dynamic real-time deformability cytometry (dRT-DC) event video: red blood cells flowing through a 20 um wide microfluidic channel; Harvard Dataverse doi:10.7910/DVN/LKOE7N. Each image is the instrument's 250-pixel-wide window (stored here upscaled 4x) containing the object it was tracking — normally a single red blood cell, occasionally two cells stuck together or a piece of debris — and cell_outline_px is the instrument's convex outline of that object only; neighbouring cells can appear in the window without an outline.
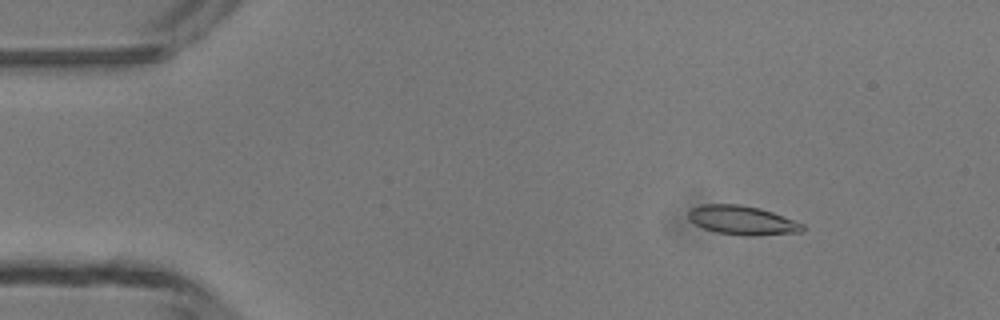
{"species": "common noctule bat (a hibernating species)", "species_latin": "Nyctalus noctula", "temperature_condition": "room temperature", "stored_images_in_passage": 4, "camera_frame_rate_fps": 3000, "um_per_image_px": 0.085, "animal": {"sex": "male", "body_mass_g": 13.3}, "frame": {"image": 1, "passage_image": 2, "time_ms": 1.0, "image_size_px": [1000, 320], "cell_outline_px": [[804, 232], [752, 236], [744, 236], [716, 232], [704, 228], [688, 220], [688, 208], [704, 204], [740, 204], [760, 208], [772, 212], [804, 224]], "centroid_in_image_um": [63.08, 18.72], "position_along_channel_um": 21.9, "area_um2": 19.48}}
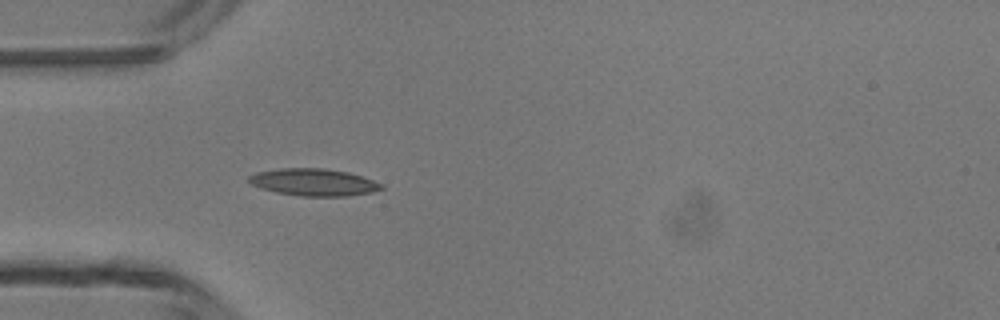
{"frame": {"image": 2, "passage_image": 4, "time_ms": 3.667, "image_size_px": [1000, 320], "cell_outline_px": [[384, 188], [372, 192], [348, 196], [300, 196], [276, 192], [260, 188], [252, 184], [248, 180], [248, 176], [256, 172], [280, 168], [320, 168], [348, 172], [372, 180], [380, 184]], "centroid_in_image_um": [26.62, 15.49], "position_along_channel_um": 58.4, "area_um2": 20.81}}